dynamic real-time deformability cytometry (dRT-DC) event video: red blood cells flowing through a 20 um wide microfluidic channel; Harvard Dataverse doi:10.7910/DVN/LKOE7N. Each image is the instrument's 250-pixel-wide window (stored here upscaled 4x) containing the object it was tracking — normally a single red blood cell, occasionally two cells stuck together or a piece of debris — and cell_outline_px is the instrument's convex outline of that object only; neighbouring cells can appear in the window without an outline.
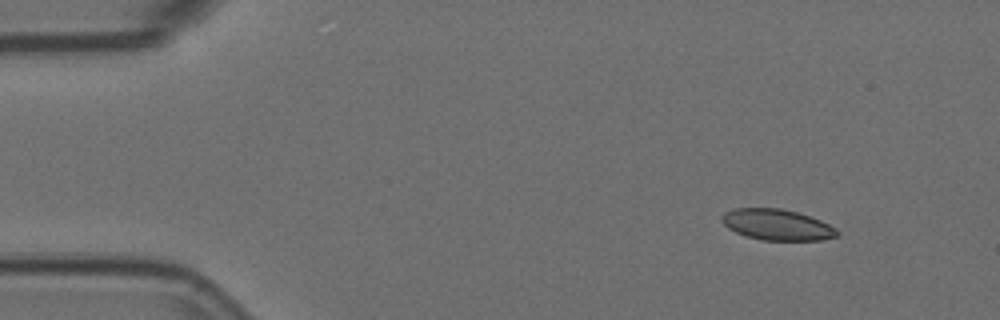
{"species": "Egyptian fruit bat (a non-hibernating species)", "species_latin": "Rousettus aegyptiacus", "temperature_condition": "room temperature", "stored_images_in_passage": 4, "camera_frame_rate_fps": 3000, "um_per_image_px": 0.085, "animal": {"sex": "female"}, "frame": {"image": 1, "passage_image": 1, "time_ms": 0.0, "image_size_px": [1000, 320], "cell_outline_px": [[840, 236], [820, 240], [760, 240], [744, 236], [728, 228], [720, 220], [720, 216], [724, 212], [736, 208], [780, 208], [796, 212], [820, 220], [836, 228], [840, 232]], "centroid_in_image_um": [66.03, 19.11], "position_along_channel_um": 19.0, "area_um2": 20.92}}
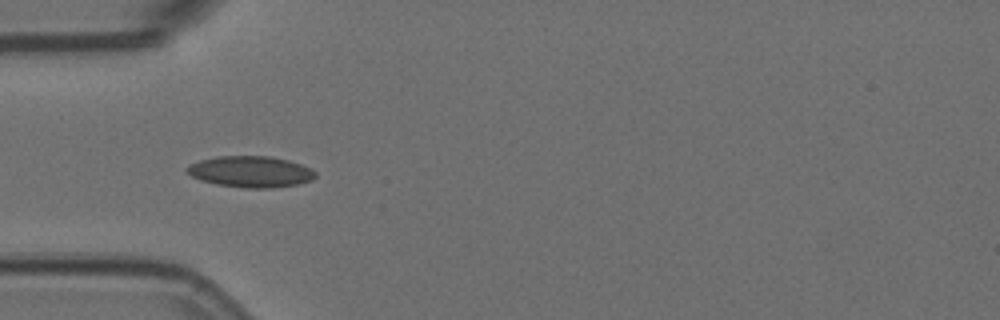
{"frame": {"image": 2, "passage_image": 4, "time_ms": 1.0, "image_size_px": [1000, 320], "cell_outline_px": [[316, 176], [312, 180], [296, 184], [272, 188], [244, 188], [216, 184], [200, 180], [184, 172], [184, 168], [188, 164], [200, 160], [216, 156], [268, 156], [288, 160], [312, 168], [316, 172]], "centroid_in_image_um": [21.26, 14.59], "position_along_channel_um": 63.7, "area_um2": 23.58}}